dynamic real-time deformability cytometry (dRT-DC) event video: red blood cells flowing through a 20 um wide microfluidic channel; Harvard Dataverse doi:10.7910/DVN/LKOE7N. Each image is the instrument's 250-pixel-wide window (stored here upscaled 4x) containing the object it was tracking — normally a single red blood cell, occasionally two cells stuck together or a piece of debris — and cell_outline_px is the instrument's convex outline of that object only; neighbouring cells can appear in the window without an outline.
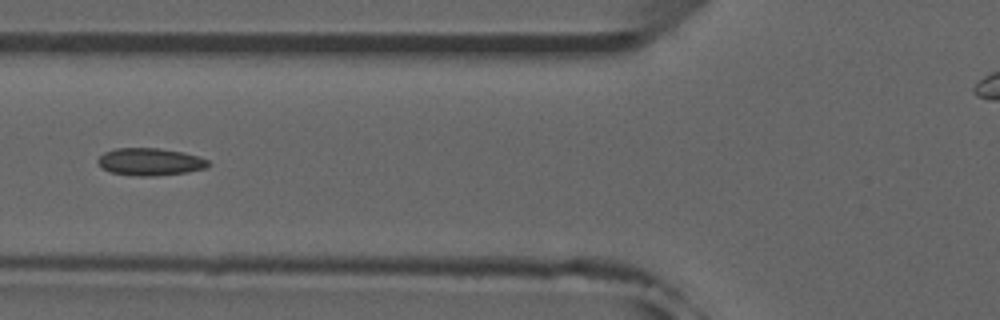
{"species": "common noctule bat (a hibernating species)", "species_latin": "Nyctalus noctula", "temperature_condition": "room temperature", "stored_images_in_passage": 40, "camera_frame_rate_fps": 3000, "um_per_image_px": 0.085, "animal": {"sex": "male", "forearm_length_mm": 52.5}, "frame": {"image": 1, "passage_image": 7, "time_ms": 2.0, "image_size_px": [1000, 320], "cell_outline_px": [[212, 164], [208, 168], [188, 172], [152, 176], [136, 176], [112, 172], [100, 168], [96, 160], [104, 152], [116, 148], [156, 148], [184, 152], [200, 156], [208, 160]], "centroid_in_image_um": [12.79, 13.75], "position_along_channel_um": 113.0, "area_um2": 17.86}, "authors_computed_cell_mechanics": {"area_um2": 16.9932, "velocity_mm_per_s": 3.9447, "shape_relaxation_time_tau1_ms": null, "shape_relaxation_time_tau2_ms": 2.3562, "deformation_change_tau1": null, "deformation_change_tau2": 0.0864}}